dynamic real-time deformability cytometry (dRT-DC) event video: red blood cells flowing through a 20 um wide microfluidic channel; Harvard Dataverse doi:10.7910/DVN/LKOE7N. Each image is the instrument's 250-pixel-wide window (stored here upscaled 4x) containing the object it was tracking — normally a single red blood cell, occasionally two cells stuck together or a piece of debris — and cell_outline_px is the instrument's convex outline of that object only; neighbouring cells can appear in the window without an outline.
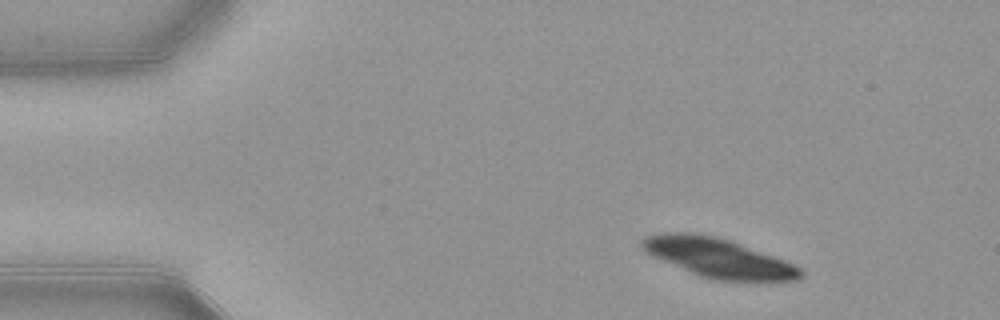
{"species": "common noctule bat (a hibernating species)", "species_latin": "Nyctalus noctula", "temperature_condition": "warm", "stored_images_in_passage": 32, "camera_frame_rate_fps": 3000, "um_per_image_px": 0.085, "animal": {"sex": "female", "body_mass_g": 21.9}, "frame": {"image": 1, "passage_image": 1, "time_ms": 0.0, "image_size_px": [1000, 320], "cell_outline_px": [[804, 276], [796, 280], [768, 284], [712, 280], [700, 276], [652, 256], [644, 252], [640, 248], [640, 240], [644, 236], [660, 232], [696, 232], [716, 236], [732, 240], [784, 260], [800, 268], [804, 272]], "centroid_in_image_um": [61.1, 21.95], "position_along_channel_um": 23.9, "area_um2": 37.63}}
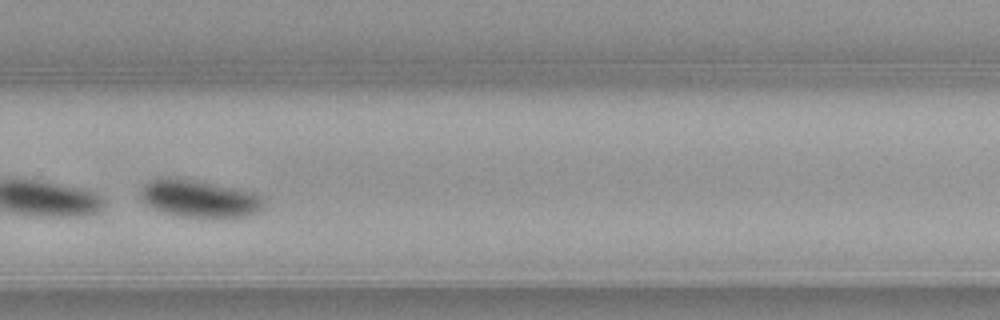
{"frame": {"image": 2, "passage_image": 30, "time_ms": 9.667, "image_size_px": [1000, 320], "cell_outline_px": [[264, 208], [256, 212], [244, 216], [180, 216], [164, 212], [152, 208], [144, 200], [144, 184], [156, 176], [160, 176], [192, 180], [252, 192], [260, 196], [264, 200]], "centroid_in_image_um": [16.94, 16.86], "position_along_channel_um": 312.9, "area_um2": 25.89}}